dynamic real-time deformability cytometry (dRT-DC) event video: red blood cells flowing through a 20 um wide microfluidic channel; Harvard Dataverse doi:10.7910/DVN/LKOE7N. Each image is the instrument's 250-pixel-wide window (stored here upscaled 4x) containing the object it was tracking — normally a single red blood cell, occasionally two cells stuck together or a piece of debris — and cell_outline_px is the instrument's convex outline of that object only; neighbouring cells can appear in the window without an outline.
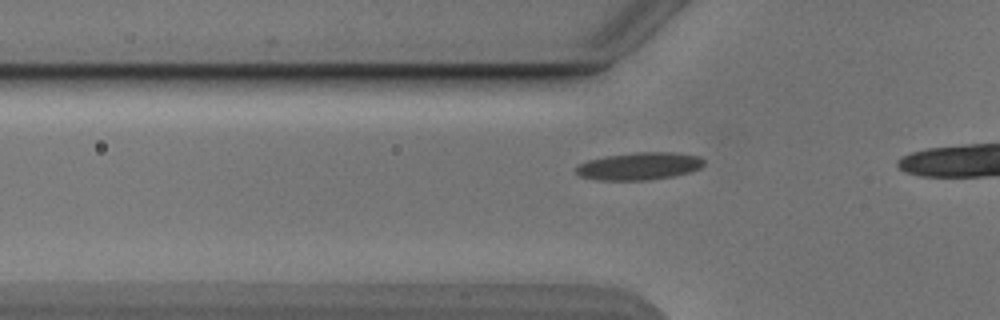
{"species": "Egyptian fruit bat (a non-hibernating species)", "species_latin": "Rousettus aegyptiacus", "temperature_condition": "cold", "stored_images_in_passage": 12, "camera_frame_rate_fps": 3000, "um_per_image_px": 0.085, "animal": {"sex": "male"}, "frame": {"image": 1, "passage_image": 6, "time_ms": 1.667, "image_size_px": [1000, 320], "cell_outline_px": [[704, 164], [700, 168], [692, 172], [672, 176], [648, 180], [600, 180], [580, 176], [576, 172], [576, 164], [588, 160], [604, 156], [636, 152], [672, 152], [700, 156], [704, 160]], "centroid_in_image_um": [54.34, 14.11], "position_along_channel_um": 71.5, "area_um2": 20.63}}
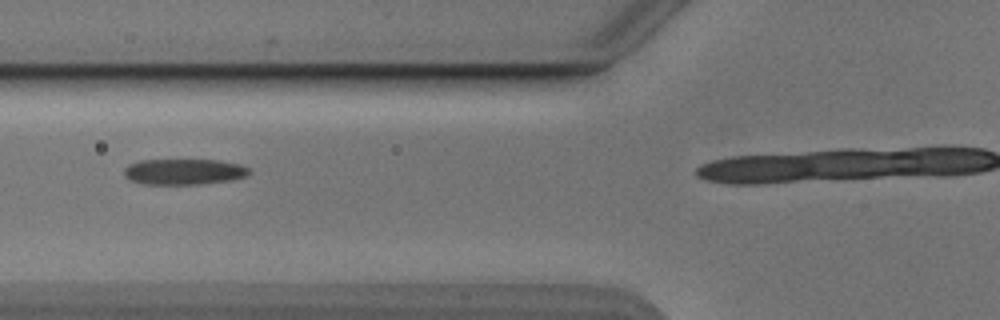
{"frame": {"image": 2, "passage_image": 9, "time_ms": 2.667, "image_size_px": [1000, 320], "cell_outline_px": [[252, 172], [248, 176], [232, 180], [196, 184], [144, 184], [132, 180], [124, 176], [124, 168], [128, 164], [140, 160], [220, 160], [240, 164], [248, 168]], "centroid_in_image_um": [15.66, 14.59], "position_along_channel_um": 110.1, "area_um2": 18.9}}